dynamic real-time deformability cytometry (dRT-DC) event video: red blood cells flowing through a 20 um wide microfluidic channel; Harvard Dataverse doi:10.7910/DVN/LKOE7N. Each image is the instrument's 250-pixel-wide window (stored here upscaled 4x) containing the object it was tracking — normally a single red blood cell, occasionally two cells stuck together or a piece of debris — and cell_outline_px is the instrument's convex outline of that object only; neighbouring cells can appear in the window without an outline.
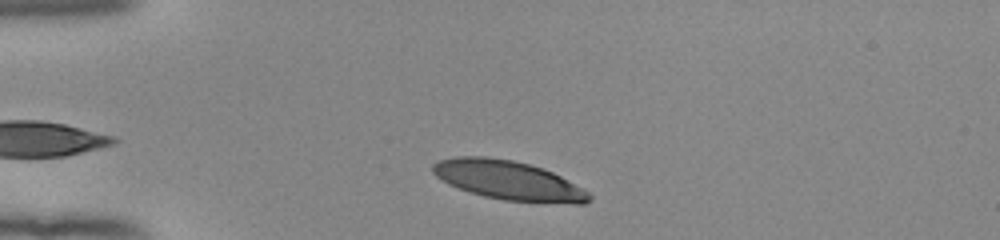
{"species": "human", "species_latin": "Homo sapiens", "temperature_condition": "room temperature", "stored_images_in_passage": 35, "camera_frame_rate_fps": 3000, "um_per_image_px": 0.085, "donor": {"sex": "female"}, "frame": {"image": 1, "passage_image": 3, "time_ms": 0.667, "image_size_px": [1000, 240], "cell_outline_px": [[592, 200], [584, 204], [576, 204], [504, 200], [484, 196], [468, 192], [448, 184], [436, 176], [432, 172], [432, 164], [440, 160], [456, 156], [484, 156], [512, 160], [528, 164], [552, 172], [584, 188], [592, 196]], "centroid_in_image_um": [43.22, 15.33], "position_along_channel_um": 41.8, "area_um2": 35.66}}
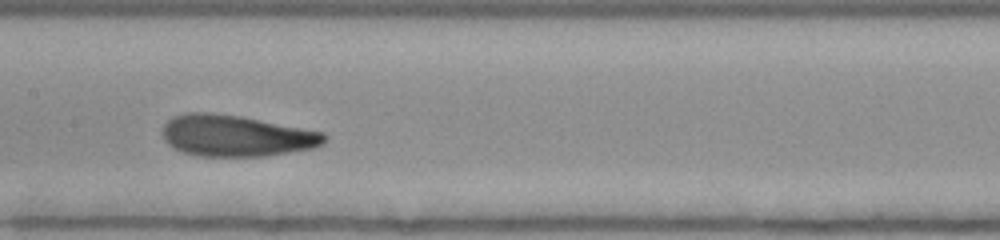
{"frame": {"image": 2, "passage_image": 17, "time_ms": 5.333, "image_size_px": [1000, 240], "cell_outline_px": [[328, 136], [324, 144], [312, 148], [264, 156], [200, 156], [184, 152], [168, 144], [164, 140], [164, 124], [172, 116], [184, 112], [212, 112], [240, 116], [324, 132]], "centroid_in_image_um": [20.07, 11.53], "position_along_channel_um": 187.3, "area_um2": 38.9}}
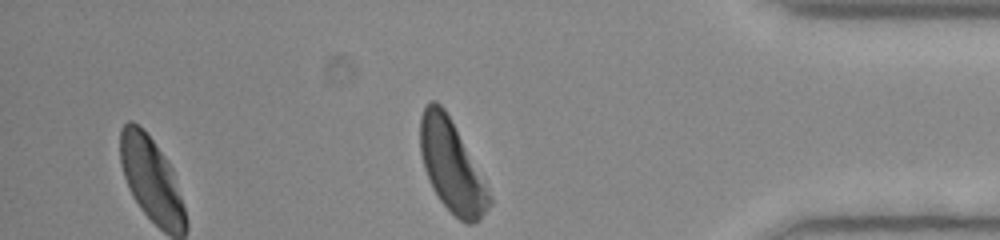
{"frame": {"image": 3, "passage_image": 35, "time_ms": 11.333, "image_size_px": [1000, 240], "cell_outline_px": [[492, 204], [480, 220], [472, 224], [468, 224], [460, 220], [440, 200], [432, 188], [424, 168], [420, 152], [420, 116], [428, 100], [436, 100], [444, 108], [492, 200]], "centroid_in_image_um": [38.33, 14.14], "position_along_channel_um": 396.9, "area_um2": 35.55}, "authors_computed_cell_mechanics": {"area_um2": 38.6682, "velocity_mm_per_s": 3.9071, "shape_relaxation_time_tau1_ms": 2.7999, "shape_relaxation_time_tau2_ms": 1.2219, "deformation_change_tau1": 0.1374, "deformation_change_tau2": 0.0847}}